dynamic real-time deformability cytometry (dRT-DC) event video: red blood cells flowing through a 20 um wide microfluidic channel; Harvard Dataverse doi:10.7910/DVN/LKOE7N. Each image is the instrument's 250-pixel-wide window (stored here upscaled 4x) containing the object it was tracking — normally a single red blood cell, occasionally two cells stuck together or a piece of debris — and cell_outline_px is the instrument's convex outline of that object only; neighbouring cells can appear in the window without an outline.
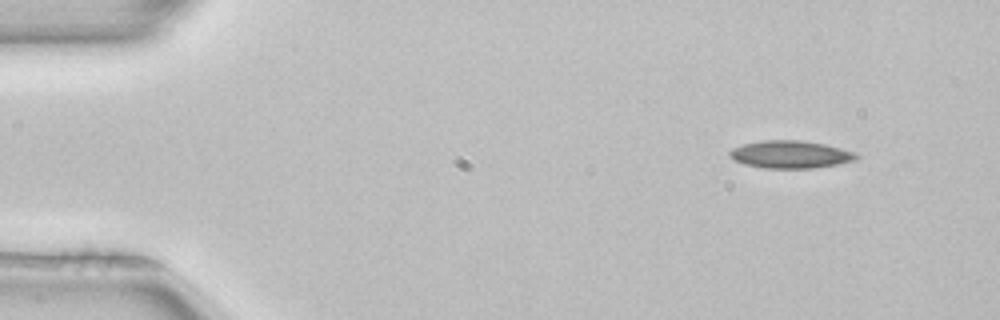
{"species": "common noctule bat (a hibernating species)", "species_latin": "Nyctalus noctula", "temperature_condition": "room temperature", "stored_images_in_passage": 47, "camera_frame_rate_fps": 3000, "um_per_image_px": 0.085, "animal": {"sex": "female", "body_mass_g": 22.7, "forearm_length_mm": 54.2}, "frame": {"image": 1, "passage_image": 1, "time_ms": 0.0, "image_size_px": [1000, 320], "cell_outline_px": [[860, 156], [856, 160], [836, 164], [812, 168], [764, 168], [744, 164], [728, 156], [728, 152], [732, 148], [744, 144], [760, 140], [800, 140], [824, 144], [856, 152]], "centroid_in_image_um": [67.18, 13.12], "position_along_channel_um": 17.8, "area_um2": 20.35}}
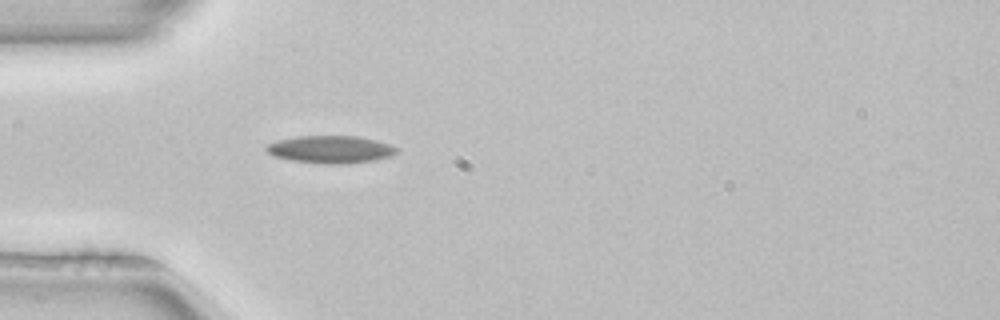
{"frame": {"image": 2, "passage_image": 11, "time_ms": 3.333, "image_size_px": [1000, 320], "cell_outline_px": [[400, 152], [392, 156], [376, 160], [344, 164], [320, 164], [292, 160], [276, 156], [268, 152], [264, 148], [264, 144], [276, 140], [296, 136], [360, 136], [376, 140], [400, 148]], "centroid_in_image_um": [28.12, 12.7], "position_along_channel_um": 56.9, "area_um2": 21.27}}
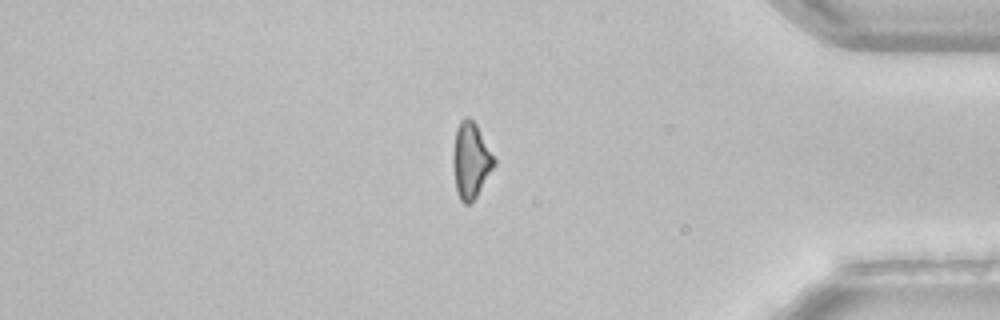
{"frame": {"image": 3, "passage_image": 39, "time_ms": 12.667, "image_size_px": [1000, 320], "cell_outline_px": [[496, 164], [472, 204], [464, 204], [460, 200], [456, 192], [452, 164], [452, 152], [456, 128], [460, 120], [464, 116], [468, 116], [476, 124], [496, 160]], "centroid_in_image_um": [40.0, 13.65], "position_along_channel_um": 395.2, "area_um2": 18.5}, "authors_computed_cell_mechanics": {"area_um2": 19.1896, "velocity_mm_per_s": 4.009, "shape_relaxation_time_tau1_ms": 5.1122, "shape_relaxation_time_tau2_ms": null, "deformation_change_tau1": 0.1355, "deformation_change_tau2": null}}